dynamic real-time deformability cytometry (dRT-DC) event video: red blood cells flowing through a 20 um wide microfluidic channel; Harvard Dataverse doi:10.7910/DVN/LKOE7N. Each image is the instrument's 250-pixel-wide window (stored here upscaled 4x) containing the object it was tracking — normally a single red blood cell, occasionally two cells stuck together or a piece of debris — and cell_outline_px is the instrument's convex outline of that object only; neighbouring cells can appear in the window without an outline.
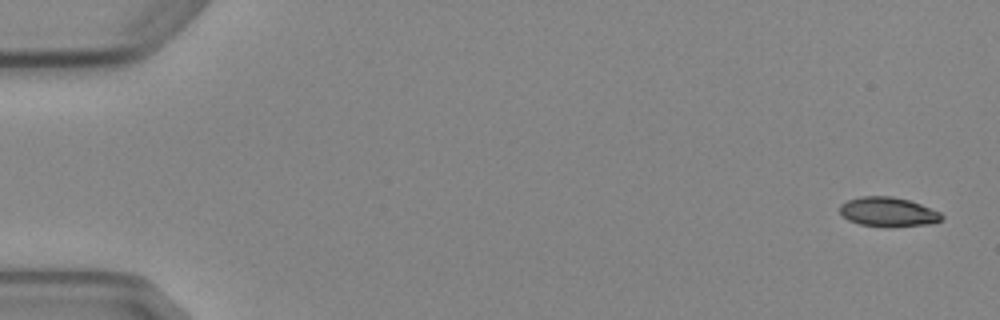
{"species": "Egyptian fruit bat (a non-hibernating species)", "species_latin": "Rousettus aegyptiacus", "temperature_condition": "cold", "stored_images_in_passage": 5, "camera_frame_rate_fps": 3000, "um_per_image_px": 0.085, "animal": {"sex": "female"}, "frame": {"image": 1, "passage_image": 1, "time_ms": 0.0, "image_size_px": [1000, 320], "cell_outline_px": [[944, 216], [940, 220], [932, 224], [860, 224], [848, 220], [840, 212], [840, 204], [848, 200], [860, 196], [892, 196], [908, 200], [920, 204], [940, 212]], "centroid_in_image_um": [75.47, 17.96], "position_along_channel_um": 9.5, "area_um2": 16.59}}
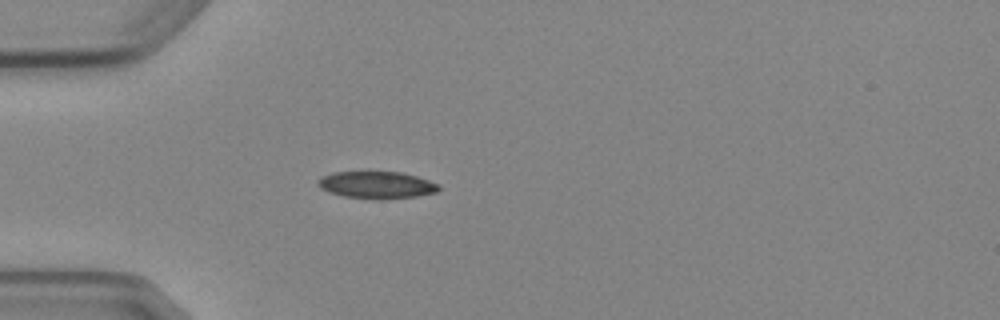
{"frame": {"image": 2, "passage_image": 5, "time_ms": 4.667, "image_size_px": [1000, 320], "cell_outline_px": [[440, 188], [436, 192], [416, 196], [380, 200], [344, 196], [328, 192], [320, 188], [316, 184], [316, 180], [320, 176], [332, 172], [400, 172], [416, 176], [440, 184]], "centroid_in_image_um": [31.97, 15.72], "position_along_channel_um": 53.0, "area_um2": 19.25}}